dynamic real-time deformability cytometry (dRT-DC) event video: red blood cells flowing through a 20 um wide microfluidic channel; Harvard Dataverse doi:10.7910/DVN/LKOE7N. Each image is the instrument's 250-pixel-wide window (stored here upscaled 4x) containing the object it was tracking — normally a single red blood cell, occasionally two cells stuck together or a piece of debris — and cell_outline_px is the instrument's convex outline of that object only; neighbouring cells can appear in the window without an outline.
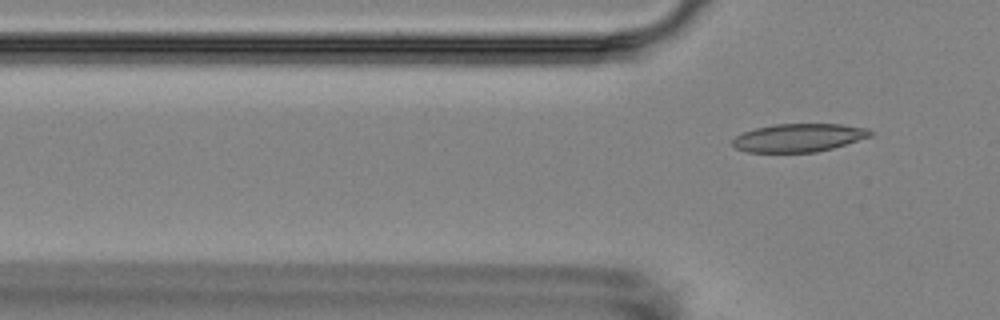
{"species": "Egyptian fruit bat (a non-hibernating species)", "species_latin": "Rousettus aegyptiacus", "temperature_condition": "room temperature", "stored_images_in_passage": 4, "camera_frame_rate_fps": 3000, "um_per_image_px": 0.085, "animal": {"sex": "female"}, "frame": {"image": 1, "passage_image": 4, "time_ms": 3.667, "image_size_px": [1000, 320], "cell_outline_px": [[876, 132], [872, 136], [832, 148], [816, 152], [748, 152], [736, 148], [732, 144], [732, 140], [736, 136], [744, 132], [756, 128], [776, 124], [840, 124], [868, 128]], "centroid_in_image_um": [67.93, 11.7], "position_along_channel_um": 57.9, "area_um2": 22.6}}